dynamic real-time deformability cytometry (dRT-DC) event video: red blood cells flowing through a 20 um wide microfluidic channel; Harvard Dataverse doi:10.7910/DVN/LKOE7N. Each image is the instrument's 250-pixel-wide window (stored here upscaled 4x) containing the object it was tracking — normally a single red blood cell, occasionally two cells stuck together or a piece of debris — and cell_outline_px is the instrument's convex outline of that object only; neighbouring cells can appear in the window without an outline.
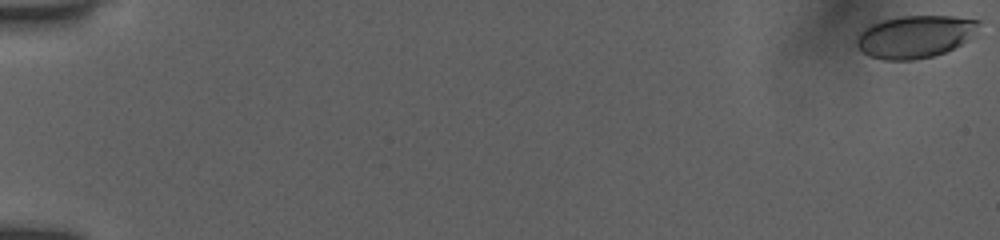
{"species": "human", "species_latin": "Homo sapiens", "temperature_condition": "room temperature", "stored_images_in_passage": 17, "camera_frame_rate_fps": 3000, "um_per_image_px": 0.085, "donor": {"sex": "female"}, "frame": {"image": 1, "passage_image": 1, "time_ms": 0.0, "image_size_px": [1000, 240], "cell_outline_px": [[980, 20], [976, 36], [944, 52], [932, 56], [912, 60], [884, 60], [868, 56], [856, 44], [856, 36], [864, 28], [880, 20], [900, 16], [952, 16]], "centroid_in_image_um": [77.78, 3.1], "position_along_channel_um": 7.2, "area_um2": 30.35}}
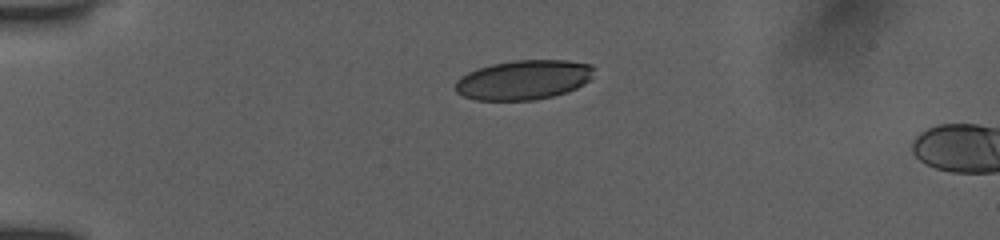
{"frame": {"image": 2, "passage_image": 15, "time_ms": 4.667, "image_size_px": [1000, 240], "cell_outline_px": [[596, 68], [592, 76], [584, 84], [576, 88], [552, 96], [536, 100], [476, 100], [464, 96], [456, 92], [456, 80], [460, 76], [468, 72], [492, 64], [512, 60], [568, 60], [592, 64]], "centroid_in_image_um": [44.52, 6.78], "position_along_channel_um": 40.5, "area_um2": 32.02}}